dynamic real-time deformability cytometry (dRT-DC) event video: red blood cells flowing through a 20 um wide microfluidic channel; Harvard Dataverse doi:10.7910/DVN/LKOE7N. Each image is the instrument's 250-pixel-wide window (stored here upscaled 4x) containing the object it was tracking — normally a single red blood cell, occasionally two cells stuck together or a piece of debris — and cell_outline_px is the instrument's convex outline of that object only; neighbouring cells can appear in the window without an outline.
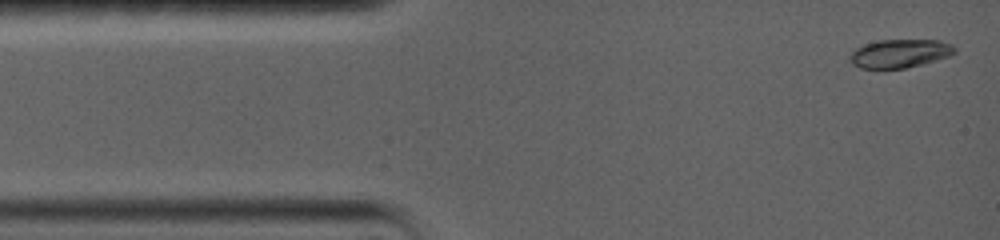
{"species": "common noctule bat (a hibernating species)", "species_latin": "Nyctalus noctula", "temperature_condition": "warm", "stored_images_in_passage": 4, "camera_frame_rate_fps": 5000, "um_per_image_px": 0.085, "animal": {"sex": "female", "body_mass_g": 19.0, "forearm_length_mm": 56.7}, "frame": {"image": 1, "passage_image": 1, "time_ms": 0.0, "image_size_px": [1000, 240], "cell_outline_px": [[956, 52], [948, 56], [936, 60], [904, 68], [860, 68], [852, 64], [848, 60], [848, 56], [856, 48], [864, 44], [880, 40], [940, 40], [952, 44], [956, 48]], "centroid_in_image_um": [76.46, 4.54], "position_along_channel_um": 8.5, "area_um2": 17.34}}
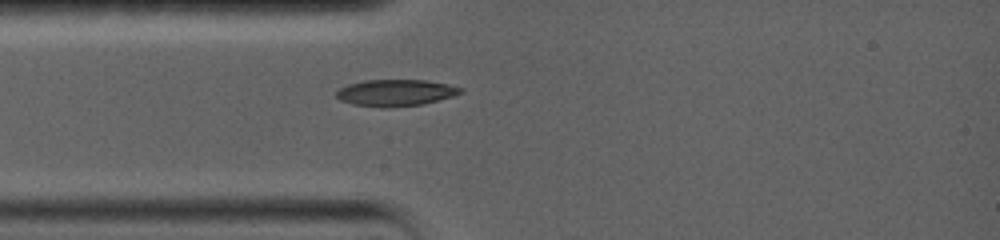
{"frame": {"image": 2, "passage_image": 4, "time_ms": 3.2, "image_size_px": [1000, 240], "cell_outline_px": [[464, 92], [452, 96], [424, 104], [388, 108], [352, 104], [340, 100], [336, 96], [336, 92], [340, 88], [348, 84], [364, 80], [424, 80], [448, 84], [464, 88]], "centroid_in_image_um": [33.64, 7.88], "position_along_channel_um": 51.4, "area_um2": 19.31}}